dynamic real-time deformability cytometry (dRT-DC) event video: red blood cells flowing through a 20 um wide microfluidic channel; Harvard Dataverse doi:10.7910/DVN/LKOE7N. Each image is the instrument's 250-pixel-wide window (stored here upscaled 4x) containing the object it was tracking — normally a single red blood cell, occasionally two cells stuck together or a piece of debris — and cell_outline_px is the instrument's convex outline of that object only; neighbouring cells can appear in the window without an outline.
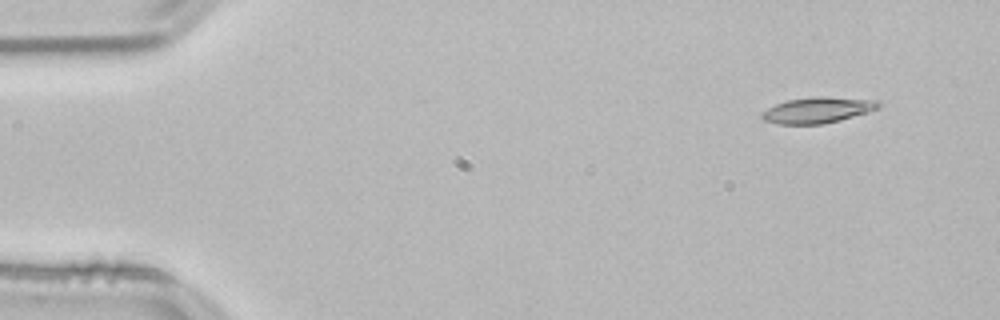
{"species": "common noctule bat (a hibernating species)", "species_latin": "Nyctalus noctula", "temperature_condition": "room temperature", "stored_images_in_passage": 50, "camera_frame_rate_fps": 3000, "um_per_image_px": 0.085, "animal": {"sex": "male", "body_mass_g": 21.5, "forearm_length_mm": 52.0}, "frame": {"image": 1, "passage_image": 1, "time_ms": 0.0, "image_size_px": [1000, 320], "cell_outline_px": [[880, 108], [868, 112], [840, 120], [824, 124], [780, 124], [764, 120], [760, 116], [760, 112], [776, 104], [788, 100], [816, 96], [820, 96], [880, 100]], "centroid_in_image_um": [69.52, 9.35], "position_along_channel_um": 15.5, "area_um2": 17.63}}
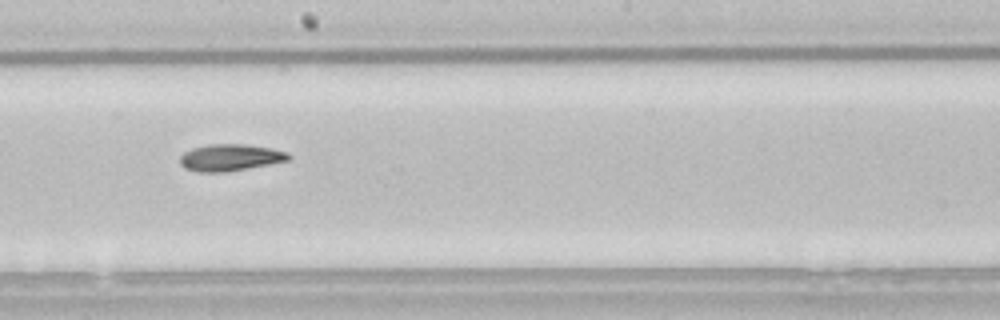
{"frame": {"image": 2, "passage_image": 26, "time_ms": 8.333, "image_size_px": [1000, 320], "cell_outline_px": [[292, 160], [228, 172], [200, 172], [184, 168], [180, 164], [180, 156], [184, 152], [192, 148], [208, 144], [244, 144], [272, 148], [288, 152], [292, 156]], "centroid_in_image_um": [19.61, 13.39], "position_along_channel_um": 228.6, "area_um2": 17.22}}
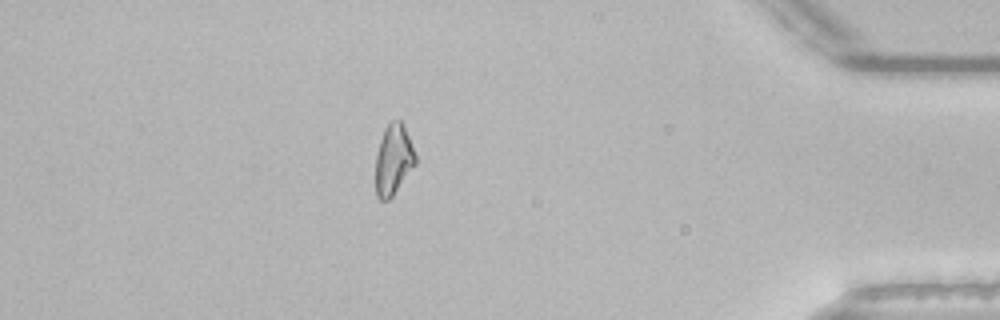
{"frame": {"image": 3, "passage_image": 43, "time_ms": 14.0, "image_size_px": [1000, 320], "cell_outline_px": [[416, 164], [392, 196], [388, 200], [380, 200], [376, 196], [376, 152], [384, 128], [392, 120], [400, 120], [408, 136], [416, 156]], "centroid_in_image_um": [33.42, 13.58], "position_along_channel_um": 401.8, "area_um2": 16.18}, "authors_computed_cell_mechanics": {"area_um2": 16.762, "velocity_mm_per_s": 3.8258, "shape_relaxation_time_tau1_ms": 11.3589, "shape_relaxation_time_tau2_ms": null, "deformation_change_tau1": 0.2342, "deformation_change_tau2": null}}